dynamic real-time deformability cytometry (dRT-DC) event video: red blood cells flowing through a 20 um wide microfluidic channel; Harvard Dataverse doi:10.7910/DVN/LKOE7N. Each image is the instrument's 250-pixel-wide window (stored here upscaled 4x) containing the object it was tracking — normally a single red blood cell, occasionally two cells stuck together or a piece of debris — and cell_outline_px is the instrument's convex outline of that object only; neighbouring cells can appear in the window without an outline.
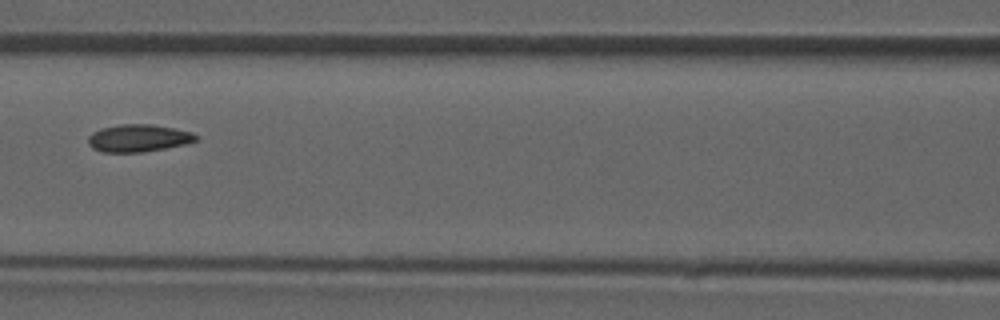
{"species": "common noctule bat (a hibernating species)", "species_latin": "Nyctalus noctula", "temperature_condition": "room temperature", "stored_images_in_passage": 49, "camera_frame_rate_fps": 3000, "um_per_image_px": 0.085, "animal": {"sex": "male", "forearm_length_mm": 52.5}, "frame": {"image": 1, "passage_image": 22, "time_ms": 7.0, "image_size_px": [1000, 320], "cell_outline_px": [[200, 136], [196, 140], [188, 144], [144, 152], [104, 152], [92, 148], [88, 144], [88, 136], [92, 132], [100, 128], [120, 124], [152, 124], [176, 128], [192, 132]], "centroid_in_image_um": [11.79, 11.73], "position_along_channel_um": 154.8, "area_um2": 17.51}}